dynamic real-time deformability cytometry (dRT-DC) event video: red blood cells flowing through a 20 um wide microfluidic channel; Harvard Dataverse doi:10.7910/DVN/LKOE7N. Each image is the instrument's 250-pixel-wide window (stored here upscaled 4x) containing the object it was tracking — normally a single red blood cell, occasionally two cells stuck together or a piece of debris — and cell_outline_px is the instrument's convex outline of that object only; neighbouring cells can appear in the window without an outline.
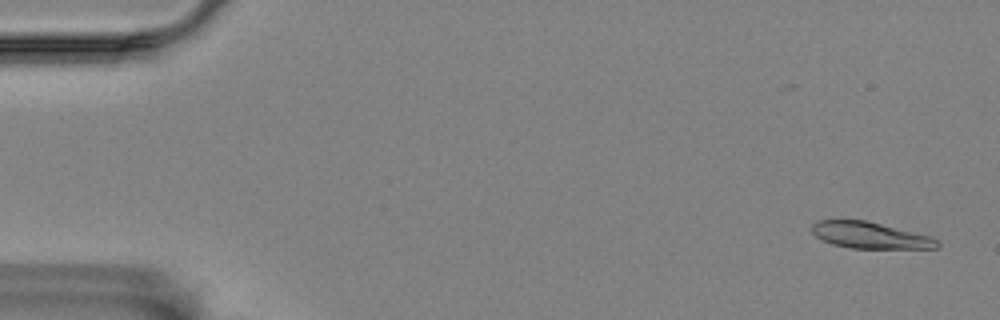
{"species": "Egyptian fruit bat (a non-hibernating species)", "species_latin": "Rousettus aegyptiacus", "temperature_condition": "room temperature", "stored_images_in_passage": 6, "camera_frame_rate_fps": 3000, "um_per_image_px": 0.085, "animal": {"sex": "female"}, "frame": {"image": 1, "passage_image": 1, "time_ms": 0.0, "image_size_px": [1000, 320], "cell_outline_px": [[940, 244], [936, 248], [852, 248], [832, 244], [816, 236], [812, 232], [812, 224], [816, 220], [864, 220], [932, 236], [940, 240]], "centroid_in_image_um": [73.98, 20.0], "position_along_channel_um": 11.0, "area_um2": 19.19}}